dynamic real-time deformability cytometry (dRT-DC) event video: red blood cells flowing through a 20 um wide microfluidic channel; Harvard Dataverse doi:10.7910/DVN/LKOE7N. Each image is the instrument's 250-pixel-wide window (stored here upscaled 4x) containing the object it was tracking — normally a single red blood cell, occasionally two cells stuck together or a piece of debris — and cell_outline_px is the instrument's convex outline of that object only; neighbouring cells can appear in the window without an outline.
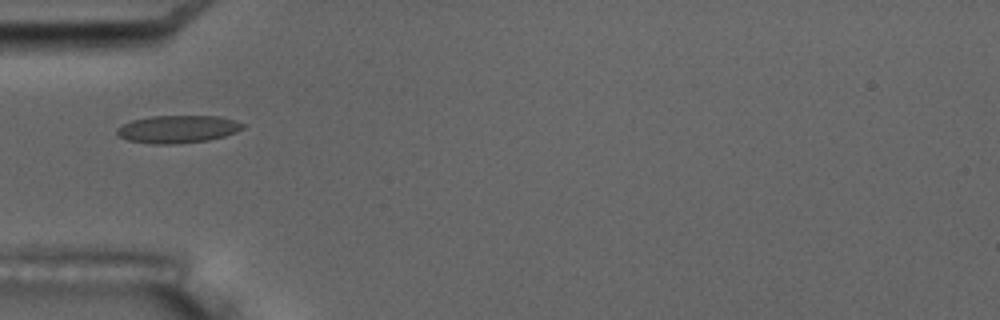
{"species": "common noctule bat (a hibernating species)", "species_latin": "Nyctalus noctula", "temperature_condition": "room temperature", "stored_images_in_passage": 9, "camera_frame_rate_fps": 3000, "um_per_image_px": 0.085, "animal": {"sex": "male", "body_mass_g": 17.5, "forearm_length_mm": 52.3}, "frame": {"image": 1, "passage_image": 4, "time_ms": 3.333, "image_size_px": [1000, 320], "cell_outline_px": [[244, 128], [236, 132], [224, 136], [208, 140], [176, 144], [156, 144], [128, 140], [120, 136], [116, 132], [116, 128], [120, 124], [132, 120], [152, 116], [220, 116], [236, 120], [244, 124]], "centroid_in_image_um": [15.11, 10.97], "position_along_channel_um": 69.9, "area_um2": 20.35}}
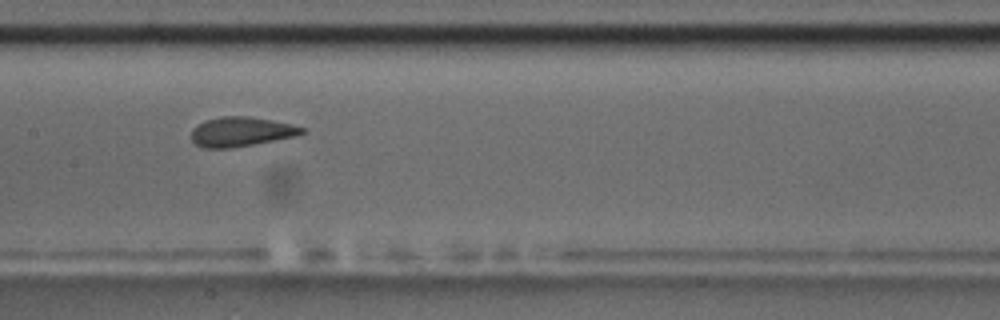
{"frame": {"image": 2, "passage_image": 7, "time_ms": 6.667, "image_size_px": [1000, 320], "cell_outline_px": [[304, 132], [296, 136], [252, 144], [228, 148], [204, 148], [196, 144], [192, 140], [192, 128], [196, 124], [204, 120], [220, 116], [248, 116], [272, 120], [304, 128]], "centroid_in_image_um": [20.43, 11.18], "position_along_channel_um": 187.0, "area_um2": 18.84}}